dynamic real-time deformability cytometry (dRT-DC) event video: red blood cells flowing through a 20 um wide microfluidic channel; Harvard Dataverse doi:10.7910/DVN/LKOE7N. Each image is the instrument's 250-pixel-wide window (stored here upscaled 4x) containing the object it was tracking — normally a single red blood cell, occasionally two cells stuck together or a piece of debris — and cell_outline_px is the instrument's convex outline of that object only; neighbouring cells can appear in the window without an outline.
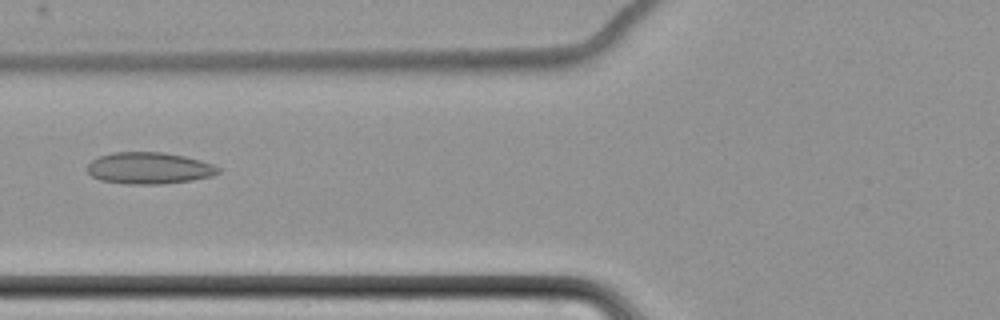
{"species": "common noctule bat (a hibernating species)", "species_latin": "Nyctalus noctula", "temperature_condition": "cold", "stored_images_in_passage": 10, "camera_frame_rate_fps": 3000, "um_per_image_px": 0.085, "animal": {"sex": "female", "body_mass_g": 22.7, "forearm_length_mm": 54.2}, "frame": {"image": 1, "passage_image": 7, "time_ms": 8.333, "image_size_px": [1000, 320], "cell_outline_px": [[220, 172], [212, 176], [192, 180], [164, 184], [128, 184], [100, 180], [92, 176], [88, 172], [88, 164], [92, 160], [100, 156], [112, 152], [164, 152], [184, 156], [200, 160], [212, 164], [220, 168]], "centroid_in_image_um": [12.68, 14.29], "position_along_channel_um": 113.1, "area_um2": 24.16}}
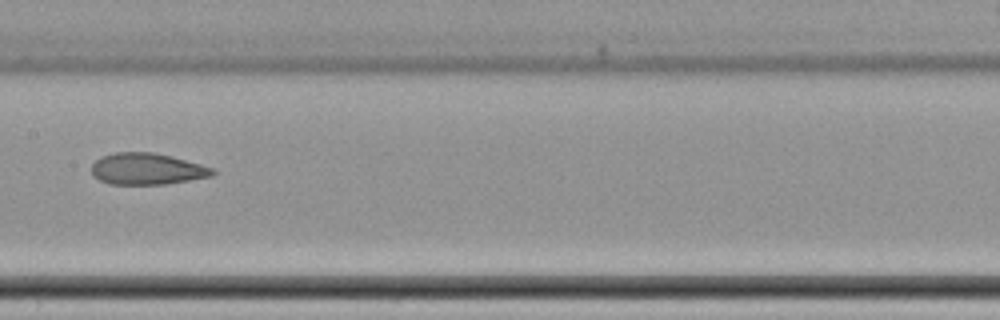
{"frame": {"image": 2, "passage_image": 9, "time_ms": 10.667, "image_size_px": [1000, 320], "cell_outline_px": [[216, 172], [212, 176], [164, 184], [108, 184], [92, 176], [92, 164], [100, 156], [116, 152], [152, 152], [172, 156], [200, 164], [212, 168]], "centroid_in_image_um": [12.46, 14.35], "position_along_channel_um": 194.9, "area_um2": 22.2}}
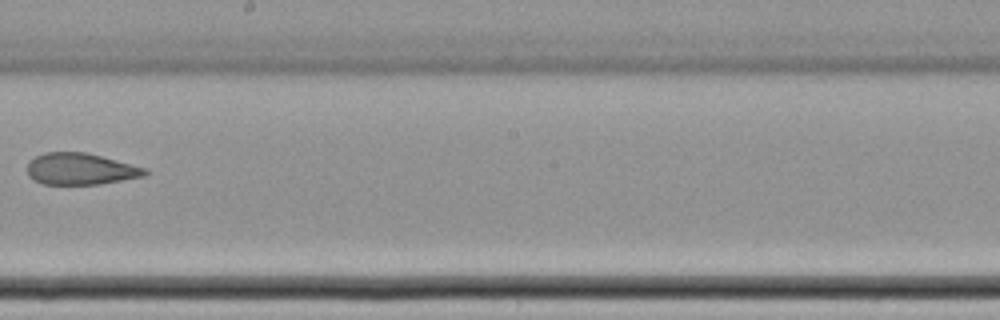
{"frame": {"image": 3, "passage_image": 10, "time_ms": 12.0, "image_size_px": [1000, 320], "cell_outline_px": [[148, 172], [144, 176], [100, 184], [44, 184], [32, 180], [28, 176], [28, 160], [44, 152], [88, 152], [148, 168]], "centroid_in_image_um": [6.84, 14.35], "position_along_channel_um": 241.4, "area_um2": 21.91}}